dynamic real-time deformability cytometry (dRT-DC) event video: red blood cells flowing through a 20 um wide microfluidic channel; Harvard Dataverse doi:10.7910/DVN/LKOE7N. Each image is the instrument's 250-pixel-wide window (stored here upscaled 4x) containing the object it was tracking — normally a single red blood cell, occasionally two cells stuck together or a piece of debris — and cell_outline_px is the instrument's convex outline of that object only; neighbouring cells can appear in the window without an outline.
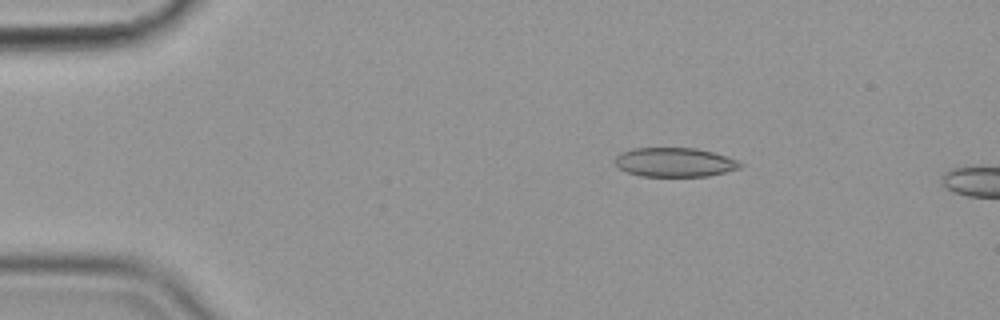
{"species": "common noctule bat (a hibernating species)", "species_latin": "Nyctalus noctula", "temperature_condition": "cold", "stored_images_in_passage": 4, "camera_frame_rate_fps": 3000, "um_per_image_px": 0.085, "animal": {"sex": "female", "body_mass_g": 19.9}, "frame": {"image": 1, "passage_image": 1, "time_ms": 0.0, "image_size_px": [1000, 320], "cell_outline_px": [[744, 164], [740, 168], [708, 176], [640, 176], [628, 172], [620, 168], [612, 160], [620, 152], [636, 148], [696, 148], [712, 152], [736, 160]], "centroid_in_image_um": [57.32, 13.79], "position_along_channel_um": 27.7, "area_um2": 21.15}}